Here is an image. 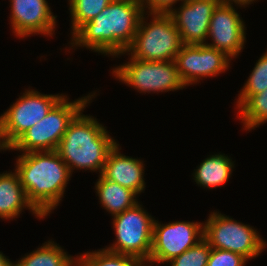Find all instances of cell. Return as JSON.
Returning a JSON list of instances; mask_svg holds the SVG:
<instances>
[{
    "label": "cell",
    "mask_w": 267,
    "mask_h": 266,
    "mask_svg": "<svg viewBox=\"0 0 267 266\" xmlns=\"http://www.w3.org/2000/svg\"><path fill=\"white\" fill-rule=\"evenodd\" d=\"M143 13L139 0H113L71 36L70 46L86 47L113 58L124 55L133 43Z\"/></svg>",
    "instance_id": "obj_1"
},
{
    "label": "cell",
    "mask_w": 267,
    "mask_h": 266,
    "mask_svg": "<svg viewBox=\"0 0 267 266\" xmlns=\"http://www.w3.org/2000/svg\"><path fill=\"white\" fill-rule=\"evenodd\" d=\"M20 154L14 170L28 201L45 218L62 201L72 174L56 150Z\"/></svg>",
    "instance_id": "obj_2"
},
{
    "label": "cell",
    "mask_w": 267,
    "mask_h": 266,
    "mask_svg": "<svg viewBox=\"0 0 267 266\" xmlns=\"http://www.w3.org/2000/svg\"><path fill=\"white\" fill-rule=\"evenodd\" d=\"M82 109L69 123L56 149L72 174L73 170L102 173L109 151L117 141L96 117L83 114Z\"/></svg>",
    "instance_id": "obj_3"
},
{
    "label": "cell",
    "mask_w": 267,
    "mask_h": 266,
    "mask_svg": "<svg viewBox=\"0 0 267 266\" xmlns=\"http://www.w3.org/2000/svg\"><path fill=\"white\" fill-rule=\"evenodd\" d=\"M147 14L141 16L133 43L125 53L142 61L175 60L183 43L173 19L168 13Z\"/></svg>",
    "instance_id": "obj_4"
},
{
    "label": "cell",
    "mask_w": 267,
    "mask_h": 266,
    "mask_svg": "<svg viewBox=\"0 0 267 266\" xmlns=\"http://www.w3.org/2000/svg\"><path fill=\"white\" fill-rule=\"evenodd\" d=\"M97 93L69 101L66 95L49 113L29 128L8 150L22 153L56 150L69 123L82 110L88 107Z\"/></svg>",
    "instance_id": "obj_5"
},
{
    "label": "cell",
    "mask_w": 267,
    "mask_h": 266,
    "mask_svg": "<svg viewBox=\"0 0 267 266\" xmlns=\"http://www.w3.org/2000/svg\"><path fill=\"white\" fill-rule=\"evenodd\" d=\"M208 217L203 235L211 248L232 251L247 260L258 257L267 248V242L254 227L217 211Z\"/></svg>",
    "instance_id": "obj_6"
},
{
    "label": "cell",
    "mask_w": 267,
    "mask_h": 266,
    "mask_svg": "<svg viewBox=\"0 0 267 266\" xmlns=\"http://www.w3.org/2000/svg\"><path fill=\"white\" fill-rule=\"evenodd\" d=\"M64 94H41L26 89L0 116V144L8 150L29 128L43 119Z\"/></svg>",
    "instance_id": "obj_7"
},
{
    "label": "cell",
    "mask_w": 267,
    "mask_h": 266,
    "mask_svg": "<svg viewBox=\"0 0 267 266\" xmlns=\"http://www.w3.org/2000/svg\"><path fill=\"white\" fill-rule=\"evenodd\" d=\"M112 217L116 240L105 249L135 257L141 262L148 261L152 250L155 218L139 202Z\"/></svg>",
    "instance_id": "obj_8"
},
{
    "label": "cell",
    "mask_w": 267,
    "mask_h": 266,
    "mask_svg": "<svg viewBox=\"0 0 267 266\" xmlns=\"http://www.w3.org/2000/svg\"><path fill=\"white\" fill-rule=\"evenodd\" d=\"M129 61L112 68V75L139 93L158 94L186 87L174 60L142 61L130 56Z\"/></svg>",
    "instance_id": "obj_9"
},
{
    "label": "cell",
    "mask_w": 267,
    "mask_h": 266,
    "mask_svg": "<svg viewBox=\"0 0 267 266\" xmlns=\"http://www.w3.org/2000/svg\"><path fill=\"white\" fill-rule=\"evenodd\" d=\"M204 223L174 221L153 224L152 250L148 262L167 264L204 238Z\"/></svg>",
    "instance_id": "obj_10"
},
{
    "label": "cell",
    "mask_w": 267,
    "mask_h": 266,
    "mask_svg": "<svg viewBox=\"0 0 267 266\" xmlns=\"http://www.w3.org/2000/svg\"><path fill=\"white\" fill-rule=\"evenodd\" d=\"M231 60L224 52L206 44H183L174 61L182 81L190 86L226 72L231 68Z\"/></svg>",
    "instance_id": "obj_11"
},
{
    "label": "cell",
    "mask_w": 267,
    "mask_h": 266,
    "mask_svg": "<svg viewBox=\"0 0 267 266\" xmlns=\"http://www.w3.org/2000/svg\"><path fill=\"white\" fill-rule=\"evenodd\" d=\"M245 22L232 3L220 2L209 22L208 40L205 44L224 52L231 59L237 58L246 42Z\"/></svg>",
    "instance_id": "obj_12"
},
{
    "label": "cell",
    "mask_w": 267,
    "mask_h": 266,
    "mask_svg": "<svg viewBox=\"0 0 267 266\" xmlns=\"http://www.w3.org/2000/svg\"><path fill=\"white\" fill-rule=\"evenodd\" d=\"M12 33L17 38L30 35L53 36L57 26L56 17L46 0H10Z\"/></svg>",
    "instance_id": "obj_13"
},
{
    "label": "cell",
    "mask_w": 267,
    "mask_h": 266,
    "mask_svg": "<svg viewBox=\"0 0 267 266\" xmlns=\"http://www.w3.org/2000/svg\"><path fill=\"white\" fill-rule=\"evenodd\" d=\"M221 0H187L168 14L176 25L183 44H205L209 22Z\"/></svg>",
    "instance_id": "obj_14"
},
{
    "label": "cell",
    "mask_w": 267,
    "mask_h": 266,
    "mask_svg": "<svg viewBox=\"0 0 267 266\" xmlns=\"http://www.w3.org/2000/svg\"><path fill=\"white\" fill-rule=\"evenodd\" d=\"M121 147L116 143L109 151L102 173L104 179L116 182L129 188L137 195L145 190L144 162L138 158H132L121 154Z\"/></svg>",
    "instance_id": "obj_15"
},
{
    "label": "cell",
    "mask_w": 267,
    "mask_h": 266,
    "mask_svg": "<svg viewBox=\"0 0 267 266\" xmlns=\"http://www.w3.org/2000/svg\"><path fill=\"white\" fill-rule=\"evenodd\" d=\"M23 209H29L38 219L44 218L28 201L18 173L15 170L0 173V218H18Z\"/></svg>",
    "instance_id": "obj_16"
},
{
    "label": "cell",
    "mask_w": 267,
    "mask_h": 266,
    "mask_svg": "<svg viewBox=\"0 0 267 266\" xmlns=\"http://www.w3.org/2000/svg\"><path fill=\"white\" fill-rule=\"evenodd\" d=\"M234 167V162L228 155L217 153L203 159L194 170L192 179L204 189H216L228 182Z\"/></svg>",
    "instance_id": "obj_17"
},
{
    "label": "cell",
    "mask_w": 267,
    "mask_h": 266,
    "mask_svg": "<svg viewBox=\"0 0 267 266\" xmlns=\"http://www.w3.org/2000/svg\"><path fill=\"white\" fill-rule=\"evenodd\" d=\"M96 194L101 206L112 216L124 212L138 203L137 194L129 188L98 176Z\"/></svg>",
    "instance_id": "obj_18"
},
{
    "label": "cell",
    "mask_w": 267,
    "mask_h": 266,
    "mask_svg": "<svg viewBox=\"0 0 267 266\" xmlns=\"http://www.w3.org/2000/svg\"><path fill=\"white\" fill-rule=\"evenodd\" d=\"M67 253L59 244L48 240L36 250L15 261L13 266H78V257Z\"/></svg>",
    "instance_id": "obj_19"
},
{
    "label": "cell",
    "mask_w": 267,
    "mask_h": 266,
    "mask_svg": "<svg viewBox=\"0 0 267 266\" xmlns=\"http://www.w3.org/2000/svg\"><path fill=\"white\" fill-rule=\"evenodd\" d=\"M237 118L243 123V130L255 129L267 122V89L250 96L238 109ZM239 113V114H238Z\"/></svg>",
    "instance_id": "obj_20"
},
{
    "label": "cell",
    "mask_w": 267,
    "mask_h": 266,
    "mask_svg": "<svg viewBox=\"0 0 267 266\" xmlns=\"http://www.w3.org/2000/svg\"><path fill=\"white\" fill-rule=\"evenodd\" d=\"M78 257V266H141L142 262L132 256L111 252L105 248L85 252Z\"/></svg>",
    "instance_id": "obj_21"
},
{
    "label": "cell",
    "mask_w": 267,
    "mask_h": 266,
    "mask_svg": "<svg viewBox=\"0 0 267 266\" xmlns=\"http://www.w3.org/2000/svg\"><path fill=\"white\" fill-rule=\"evenodd\" d=\"M113 0H68L71 16V35L95 18ZM73 31V32H72Z\"/></svg>",
    "instance_id": "obj_22"
},
{
    "label": "cell",
    "mask_w": 267,
    "mask_h": 266,
    "mask_svg": "<svg viewBox=\"0 0 267 266\" xmlns=\"http://www.w3.org/2000/svg\"><path fill=\"white\" fill-rule=\"evenodd\" d=\"M267 89V50L257 60L255 67L244 83L236 103L238 109L250 96L263 92Z\"/></svg>",
    "instance_id": "obj_23"
},
{
    "label": "cell",
    "mask_w": 267,
    "mask_h": 266,
    "mask_svg": "<svg viewBox=\"0 0 267 266\" xmlns=\"http://www.w3.org/2000/svg\"><path fill=\"white\" fill-rule=\"evenodd\" d=\"M210 244L203 238L193 247L167 263L169 266H207Z\"/></svg>",
    "instance_id": "obj_24"
},
{
    "label": "cell",
    "mask_w": 267,
    "mask_h": 266,
    "mask_svg": "<svg viewBox=\"0 0 267 266\" xmlns=\"http://www.w3.org/2000/svg\"><path fill=\"white\" fill-rule=\"evenodd\" d=\"M248 260L228 250L211 248L207 266H245Z\"/></svg>",
    "instance_id": "obj_25"
},
{
    "label": "cell",
    "mask_w": 267,
    "mask_h": 266,
    "mask_svg": "<svg viewBox=\"0 0 267 266\" xmlns=\"http://www.w3.org/2000/svg\"><path fill=\"white\" fill-rule=\"evenodd\" d=\"M139 1L142 4L144 12L169 13L175 7L174 4L180 1L183 3L187 0H139Z\"/></svg>",
    "instance_id": "obj_26"
},
{
    "label": "cell",
    "mask_w": 267,
    "mask_h": 266,
    "mask_svg": "<svg viewBox=\"0 0 267 266\" xmlns=\"http://www.w3.org/2000/svg\"><path fill=\"white\" fill-rule=\"evenodd\" d=\"M221 1L225 3L236 4L235 6L238 5V7H246L248 5H251L255 1L257 2V0H221Z\"/></svg>",
    "instance_id": "obj_27"
},
{
    "label": "cell",
    "mask_w": 267,
    "mask_h": 266,
    "mask_svg": "<svg viewBox=\"0 0 267 266\" xmlns=\"http://www.w3.org/2000/svg\"><path fill=\"white\" fill-rule=\"evenodd\" d=\"M0 266H13V262L0 252Z\"/></svg>",
    "instance_id": "obj_28"
},
{
    "label": "cell",
    "mask_w": 267,
    "mask_h": 266,
    "mask_svg": "<svg viewBox=\"0 0 267 266\" xmlns=\"http://www.w3.org/2000/svg\"><path fill=\"white\" fill-rule=\"evenodd\" d=\"M152 265H154V264H152L151 262H148V261L142 262V264H141V266H152Z\"/></svg>",
    "instance_id": "obj_29"
}]
</instances>
